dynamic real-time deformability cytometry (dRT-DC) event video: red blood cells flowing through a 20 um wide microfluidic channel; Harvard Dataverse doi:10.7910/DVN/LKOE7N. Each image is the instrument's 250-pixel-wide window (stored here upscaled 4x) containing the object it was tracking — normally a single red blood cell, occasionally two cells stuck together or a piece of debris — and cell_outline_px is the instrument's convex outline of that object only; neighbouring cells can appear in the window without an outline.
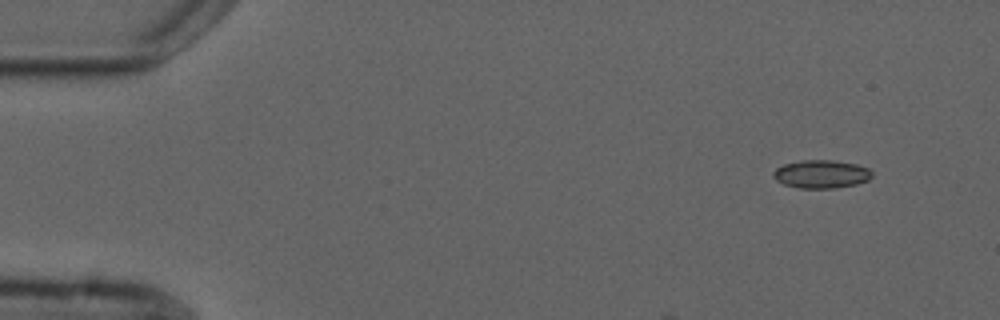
{"species": "common noctule bat (a hibernating species)", "species_latin": "Nyctalus noctula", "temperature_condition": "cold", "stored_images_in_passage": 5, "camera_frame_rate_fps": 3000, "um_per_image_px": 0.085, "animal": {"sex": "male", "forearm_length_mm": 52.5}, "frame": {"image": 1, "passage_image": 1, "time_ms": 0.0, "image_size_px": [1000, 320], "cell_outline_px": [[872, 176], [868, 180], [856, 184], [832, 188], [800, 188], [784, 184], [776, 180], [772, 176], [772, 172], [776, 168], [784, 164], [804, 160], [828, 160], [856, 164], [868, 168], [872, 172]], "centroid_in_image_um": [69.79, 14.8], "position_along_channel_um": 15.2, "area_um2": 16.07}}
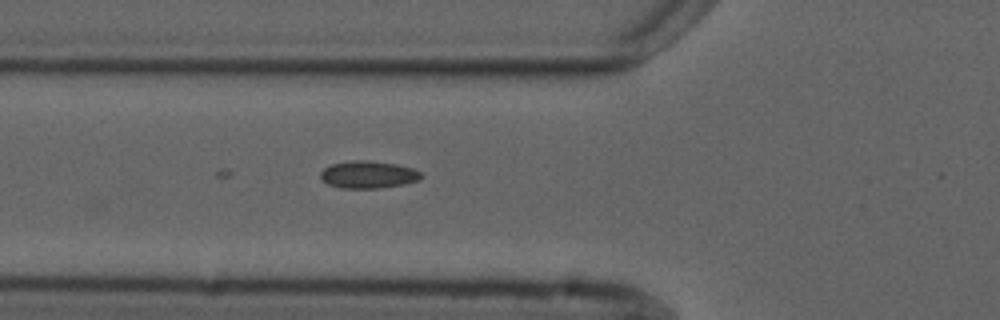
{"frame": {"image": 2, "passage_image": 5, "time_ms": 5.0, "image_size_px": [1000, 320], "cell_outline_px": [[424, 176], [420, 180], [404, 184], [380, 188], [340, 188], [328, 184], [320, 180], [320, 172], [324, 168], [332, 164], [352, 160], [368, 160], [396, 164], [412, 168], [420, 172]], "centroid_in_image_um": [31.29, 14.84], "position_along_channel_um": 94.5, "area_um2": 16.18}}